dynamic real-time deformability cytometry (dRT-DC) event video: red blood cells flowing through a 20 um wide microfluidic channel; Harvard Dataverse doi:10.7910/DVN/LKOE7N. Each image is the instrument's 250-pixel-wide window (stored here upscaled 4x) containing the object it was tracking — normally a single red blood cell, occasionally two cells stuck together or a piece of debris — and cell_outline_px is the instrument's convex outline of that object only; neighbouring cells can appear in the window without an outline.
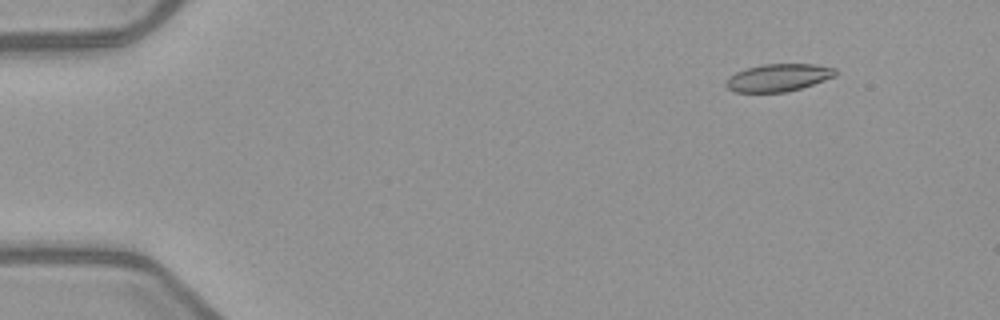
{"species": "common noctule bat (a hibernating species)", "species_latin": "Nyctalus noctula", "temperature_condition": "warm", "stored_images_in_passage": 5, "segment_of_instrument_passage": [1, 2], "camera_frame_rate_fps": 3000, "um_per_image_px": 0.085, "animal": {"sex": "female", "body_mass_g": 21.9}, "frame": {"image": 1, "passage_image": 2, "time_ms": 1.0, "image_size_px": [1000, 320], "cell_outline_px": [[836, 76], [788, 92], [736, 92], [728, 88], [724, 84], [728, 76], [736, 72], [748, 68], [764, 64], [816, 64], [836, 68]], "centroid_in_image_um": [66.15, 6.59], "position_along_channel_um": 18.8, "area_um2": 17.51}}